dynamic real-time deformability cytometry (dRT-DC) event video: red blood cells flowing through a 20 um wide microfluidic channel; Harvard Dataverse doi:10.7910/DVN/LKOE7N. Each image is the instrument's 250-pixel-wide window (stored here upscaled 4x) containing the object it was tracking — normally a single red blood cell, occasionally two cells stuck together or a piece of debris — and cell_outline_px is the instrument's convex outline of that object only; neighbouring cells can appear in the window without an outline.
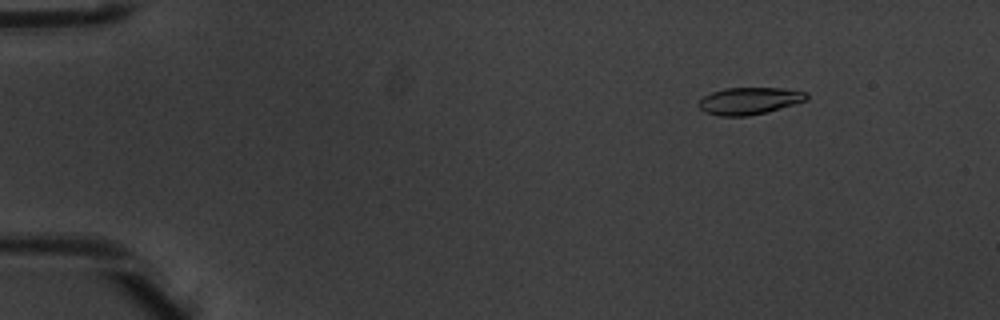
{"species": "common noctule bat (a hibernating species)", "species_latin": "Nyctalus noctula", "temperature_condition": "warm", "stored_images_in_passage": 3, "camera_frame_rate_fps": 3000, "um_per_image_px": 0.085, "animal": {"sex": "male", "body_mass_g": 20.1, "forearm_length_mm": 53.5}, "frame": {"image": 1, "passage_image": 1, "time_ms": 0.0, "image_size_px": [1000, 320], "cell_outline_px": [[808, 100], [768, 112], [748, 116], [720, 116], [704, 112], [696, 104], [704, 96], [712, 92], [724, 88], [780, 88], [808, 92]], "centroid_in_image_um": [63.7, 8.58], "position_along_channel_um": 21.3, "area_um2": 17.17}}
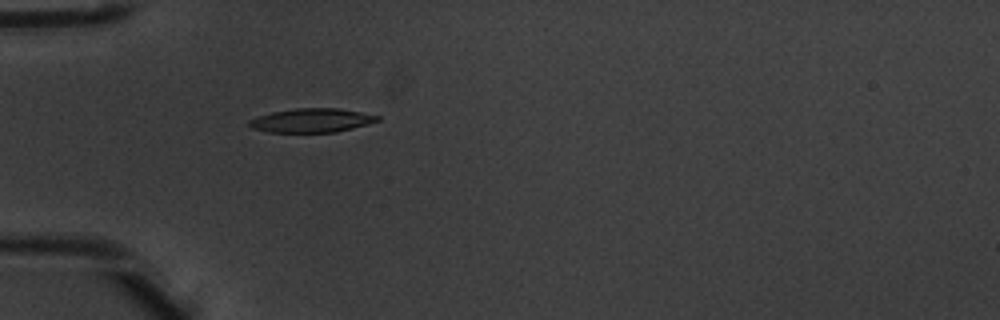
{"frame": {"image": 2, "passage_image": 3, "time_ms": 0.667, "image_size_px": [1000, 320], "cell_outline_px": [[380, 120], [352, 128], [336, 132], [268, 132], [252, 128], [248, 124], [248, 120], [272, 112], [296, 108], [336, 108], [360, 112], [380, 116]], "centroid_in_image_um": [26.48, 10.23], "position_along_channel_um": 58.5, "area_um2": 17.69}}